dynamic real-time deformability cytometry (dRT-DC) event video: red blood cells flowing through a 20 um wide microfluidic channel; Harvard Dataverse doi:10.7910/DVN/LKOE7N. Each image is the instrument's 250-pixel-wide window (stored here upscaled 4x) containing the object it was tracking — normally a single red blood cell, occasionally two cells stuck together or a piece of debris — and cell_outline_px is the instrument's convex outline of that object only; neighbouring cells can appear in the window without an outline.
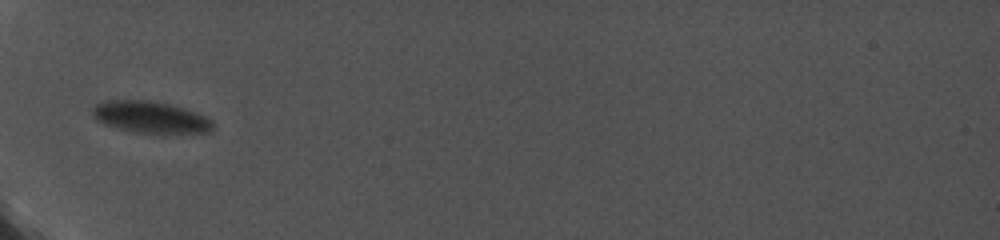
{"species": "common noctule bat (a hibernating species)", "species_latin": "Nyctalus noctula", "temperature_condition": "cold", "stored_images_in_passage": 52, "camera_frame_rate_fps": 5000, "um_per_image_px": 0.085, "animal": {"sex": "female", "body_mass_g": 19.0, "forearm_length_mm": 56.7}, "frame": {"image": 1, "passage_image": 1, "time_ms": 0.0, "image_size_px": [1000, 240], "cell_outline_px": [[212, 132], [160, 136], [136, 132], [104, 124], [96, 120], [92, 116], [92, 108], [96, 104], [108, 100], [148, 100], [172, 104], [196, 112], [212, 120]], "centroid_in_image_um": [12.84, 10.0], "position_along_channel_um": 72.2, "area_um2": 23.0}}
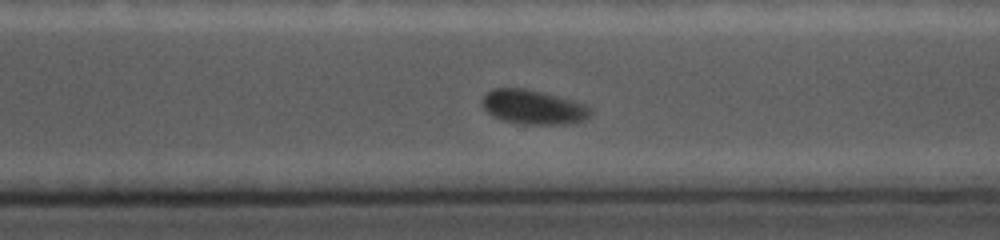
{"frame": {"image": 2, "passage_image": 36, "time_ms": 7.0, "image_size_px": [1000, 240], "cell_outline_px": [[592, 112], [584, 120], [568, 124], [524, 124], [504, 120], [492, 116], [480, 104], [480, 100], [484, 92], [492, 88], [524, 88], [544, 92], [572, 100], [584, 104], [592, 108]], "centroid_in_image_um": [45.28, 9.08], "position_along_channel_um": 325.3, "area_um2": 21.91}}
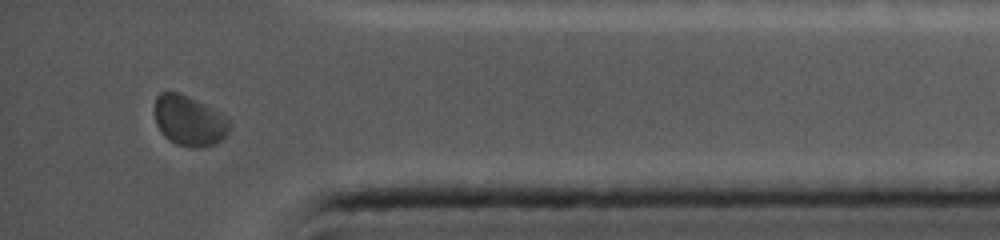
{"frame": {"image": 3, "passage_image": 49, "time_ms": 9.6, "image_size_px": [1000, 240], "cell_outline_px": [[232, 124], [228, 132], [220, 140], [212, 144], [196, 148], [188, 148], [176, 144], [168, 140], [164, 136], [156, 124], [156, 96], [160, 92], [176, 92], [196, 100], [228, 116]], "centroid_in_image_um": [16.1, 10.28], "position_along_channel_um": 419.1, "area_um2": 21.91}}